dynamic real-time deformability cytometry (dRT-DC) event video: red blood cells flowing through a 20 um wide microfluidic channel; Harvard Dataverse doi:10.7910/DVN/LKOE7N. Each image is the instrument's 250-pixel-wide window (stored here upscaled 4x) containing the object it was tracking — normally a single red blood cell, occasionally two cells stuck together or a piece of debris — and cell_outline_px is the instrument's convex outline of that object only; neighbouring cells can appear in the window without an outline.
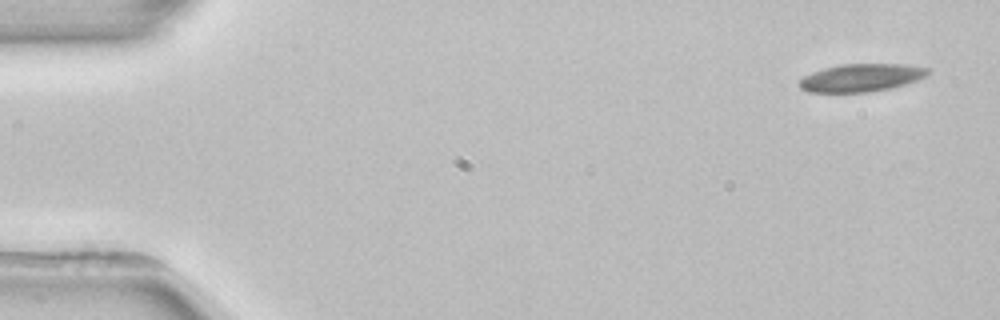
{"species": "common noctule bat (a hibernating species)", "species_latin": "Nyctalus noctula", "temperature_condition": "room temperature", "stored_images_in_passage": 3, "camera_frame_rate_fps": 3000, "um_per_image_px": 0.085, "animal": {"sex": "female", "body_mass_g": 22.7, "forearm_length_mm": 54.2}, "frame": {"image": 1, "passage_image": 1, "time_ms": 0.0, "image_size_px": [1000, 320], "cell_outline_px": [[928, 72], [924, 76], [916, 80], [904, 84], [888, 88], [868, 92], [808, 92], [800, 88], [800, 80], [804, 76], [812, 72], [824, 68], [840, 64], [904, 64], [928, 68]], "centroid_in_image_um": [73.16, 6.6], "position_along_channel_um": 11.8, "area_um2": 20.52}}